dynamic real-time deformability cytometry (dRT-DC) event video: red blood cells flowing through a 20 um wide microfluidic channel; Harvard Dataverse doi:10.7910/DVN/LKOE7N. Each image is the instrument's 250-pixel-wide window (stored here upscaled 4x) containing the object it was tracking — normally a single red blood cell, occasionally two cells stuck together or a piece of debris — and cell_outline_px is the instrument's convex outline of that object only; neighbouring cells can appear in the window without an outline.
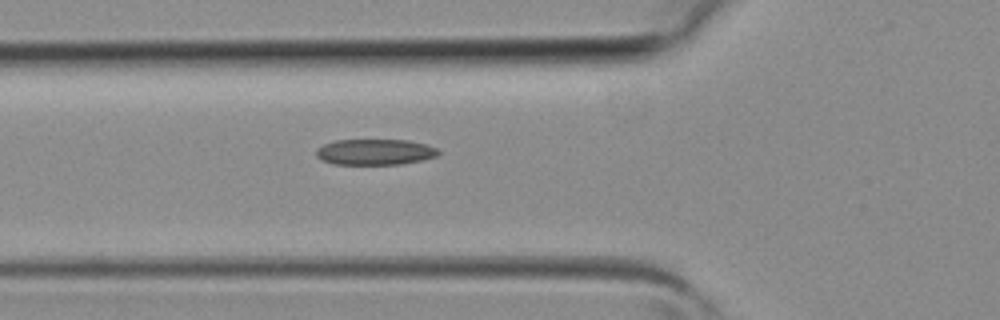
{"species": "common noctule bat (a hibernating species)", "species_latin": "Nyctalus noctula", "temperature_condition": "room temperature", "stored_images_in_passage": 2, "camera_frame_rate_fps": 3000, "um_per_image_px": 0.085, "animal": {"sex": "female", "body_mass_g": 19.3, "forearm_length_mm": 54.1}, "frame": {"image": 1, "passage_image": 2, "time_ms": 0.333, "image_size_px": [1000, 320], "cell_outline_px": [[440, 152], [436, 156], [420, 160], [400, 164], [332, 164], [316, 156], [316, 152], [324, 144], [336, 140], [408, 140], [424, 144], [436, 148]], "centroid_in_image_um": [31.87, 12.91], "position_along_channel_um": 93.9, "area_um2": 18.09}}